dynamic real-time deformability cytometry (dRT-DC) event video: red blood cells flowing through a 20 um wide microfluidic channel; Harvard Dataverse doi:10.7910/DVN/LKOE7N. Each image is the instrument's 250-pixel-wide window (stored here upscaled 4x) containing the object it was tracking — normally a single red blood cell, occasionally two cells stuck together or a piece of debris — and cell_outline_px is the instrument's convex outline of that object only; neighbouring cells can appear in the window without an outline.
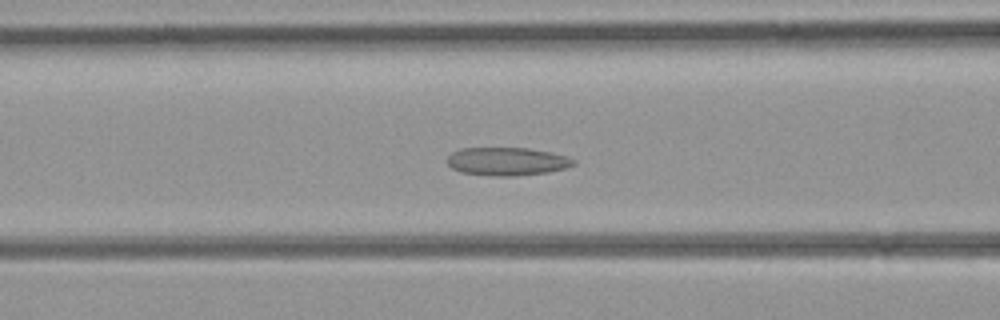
{"species": "common noctule bat (a hibernating species)", "species_latin": "Nyctalus noctula", "temperature_condition": "room temperature", "stored_images_in_passage": 35, "camera_frame_rate_fps": 3000, "um_per_image_px": 0.085, "animal": {"sex": "female", "body_mass_g": 21.9}, "frame": {"image": 1, "passage_image": 11, "time_ms": 3.333, "image_size_px": [1000, 320], "cell_outline_px": [[576, 164], [564, 168], [548, 172], [512, 176], [496, 176], [464, 172], [452, 168], [444, 160], [452, 152], [460, 148], [528, 148], [552, 152], [568, 156], [576, 160]], "centroid_in_image_um": [43.11, 13.71], "position_along_channel_um": 123.5, "area_um2": 20.75}}
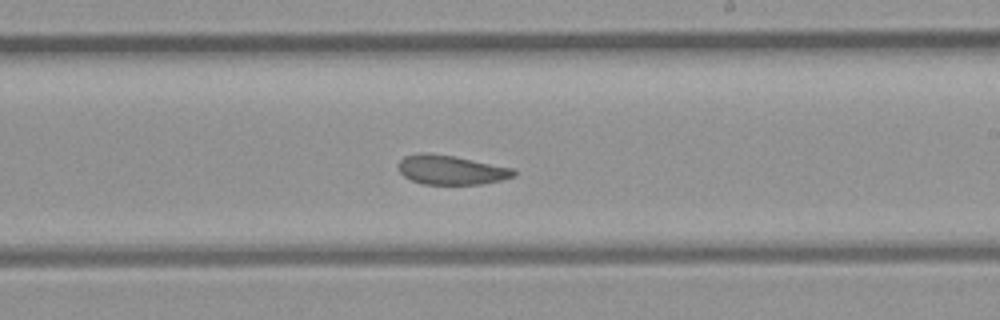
{"frame": {"image": 2, "passage_image": 19, "time_ms": 6.0, "image_size_px": [1000, 320], "cell_outline_px": [[516, 176], [500, 180], [480, 184], [424, 184], [412, 180], [404, 176], [396, 168], [400, 160], [404, 156], [452, 156], [512, 168], [516, 172]], "centroid_in_image_um": [38.38, 14.49], "position_along_channel_um": 250.6, "area_um2": 18.79}}
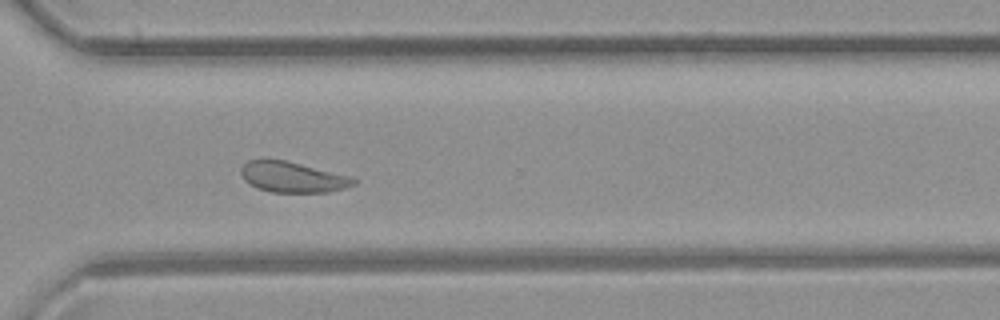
{"frame": {"image": 3, "passage_image": 25, "time_ms": 8.0, "image_size_px": [1000, 320], "cell_outline_px": [[356, 184], [344, 188], [328, 192], [268, 192], [256, 188], [244, 180], [240, 172], [240, 168], [248, 160], [284, 160], [352, 176], [356, 180]], "centroid_in_image_um": [24.86, 15.06], "position_along_channel_um": 345.7, "area_um2": 20.06}}